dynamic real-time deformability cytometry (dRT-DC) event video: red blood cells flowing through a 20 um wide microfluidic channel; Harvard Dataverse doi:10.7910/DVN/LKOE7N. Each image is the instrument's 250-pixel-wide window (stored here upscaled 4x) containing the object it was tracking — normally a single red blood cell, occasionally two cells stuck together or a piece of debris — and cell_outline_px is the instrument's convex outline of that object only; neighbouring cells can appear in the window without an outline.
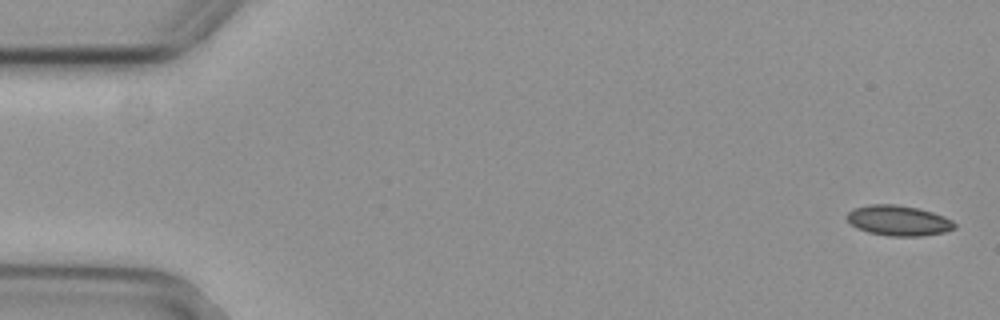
{"species": "common noctule bat (a hibernating species)", "species_latin": "Nyctalus noctula", "temperature_condition": "cold", "stored_images_in_passage": 53, "camera_frame_rate_fps": 3000, "um_per_image_px": 0.085, "animal": {"sex": "female", "body_mass_g": 29.2, "forearm_length_mm": 56.3}, "frame": {"image": 1, "passage_image": 1, "time_ms": 0.0, "image_size_px": [1000, 320], "cell_outline_px": [[956, 228], [944, 232], [920, 236], [888, 236], [868, 232], [856, 228], [848, 220], [848, 212], [852, 208], [872, 204], [896, 204], [916, 208], [932, 212], [944, 216], [952, 220], [956, 224]], "centroid_in_image_um": [76.38, 18.75], "position_along_channel_um": 8.6, "area_um2": 18.96}}
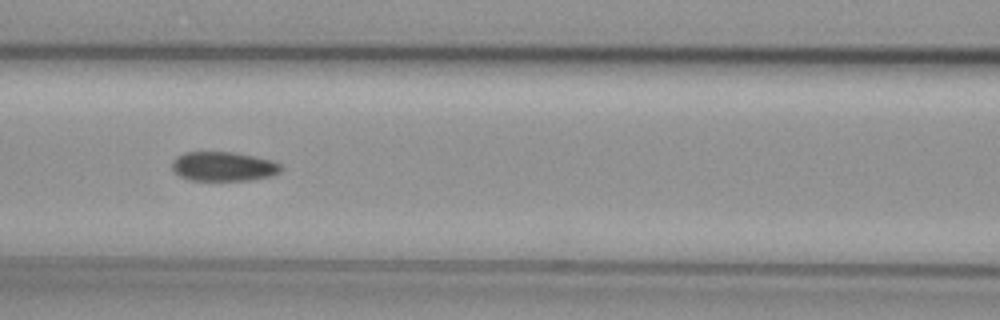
{"frame": {"image": 2, "passage_image": 23, "time_ms": 7.333, "image_size_px": [1000, 320], "cell_outline_px": [[284, 168], [280, 172], [272, 176], [252, 180], [188, 180], [172, 172], [172, 160], [176, 156], [184, 152], [232, 152], [256, 156], [272, 160], [280, 164]], "centroid_in_image_um": [18.99, 14.15], "position_along_channel_um": 147.6, "area_um2": 18.96}}
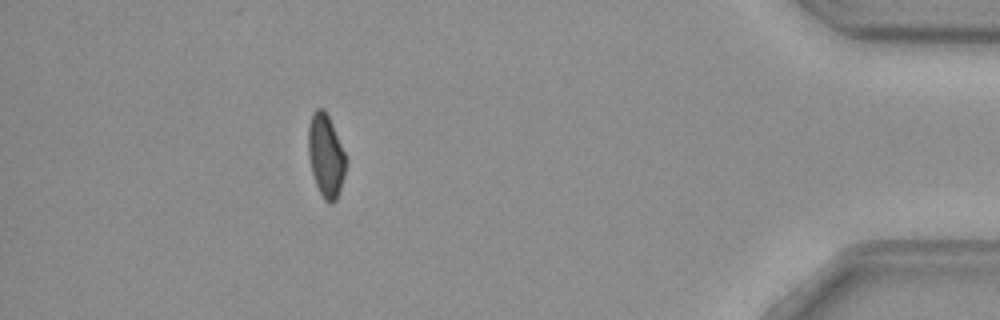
{"frame": {"image": 3, "passage_image": 48, "time_ms": 15.667, "image_size_px": [1000, 320], "cell_outline_px": [[344, 176], [336, 200], [332, 204], [328, 204], [324, 200], [316, 184], [312, 172], [308, 156], [308, 124], [312, 112], [316, 108], [324, 108], [332, 124], [344, 152]], "centroid_in_image_um": [27.66, 13.21], "position_along_channel_um": 407.5, "area_um2": 17.92}}